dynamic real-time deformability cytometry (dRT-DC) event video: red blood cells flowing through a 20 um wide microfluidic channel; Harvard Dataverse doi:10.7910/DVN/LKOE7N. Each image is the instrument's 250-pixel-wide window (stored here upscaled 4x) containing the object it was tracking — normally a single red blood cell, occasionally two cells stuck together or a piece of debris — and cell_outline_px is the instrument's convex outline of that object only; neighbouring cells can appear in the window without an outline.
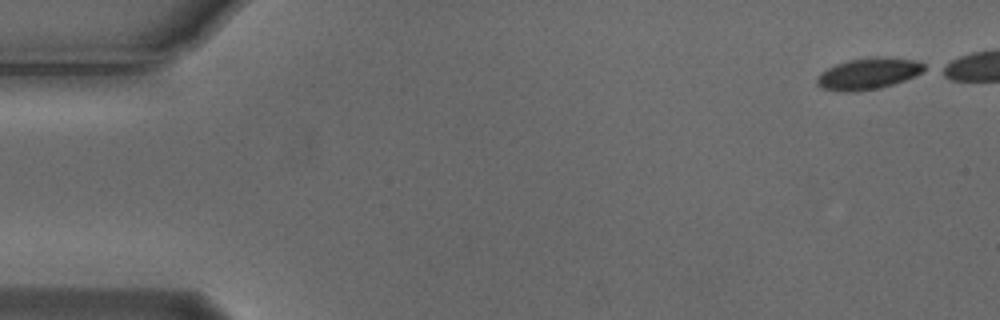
{"species": "Egyptian fruit bat (a non-hibernating species)", "species_latin": "Rousettus aegyptiacus", "temperature_condition": "cold", "stored_images_in_passage": 43, "camera_frame_rate_fps": 3000, "um_per_image_px": 0.085, "animal": {"sex": "male"}, "frame": {"image": 1, "passage_image": 1, "time_ms": 0.0, "image_size_px": [1000, 320], "cell_outline_px": [[928, 68], [904, 80], [880, 88], [852, 92], [848, 92], [824, 88], [816, 84], [816, 80], [820, 72], [836, 64], [848, 60], [868, 56], [880, 56], [916, 60], [924, 64]], "centroid_in_image_um": [73.8, 6.24], "position_along_channel_um": 11.2, "area_um2": 19.59}}
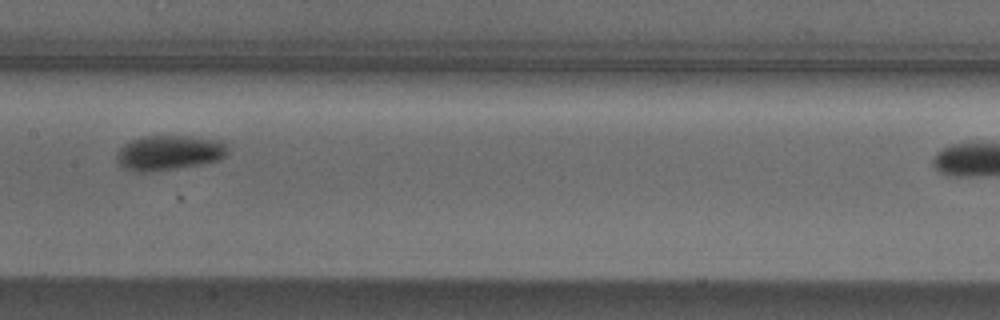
{"frame": {"image": 2, "passage_image": 26, "time_ms": 8.333, "image_size_px": [1000, 320], "cell_outline_px": [[228, 152], [220, 160], [200, 164], [176, 168], [144, 172], [136, 172], [120, 164], [116, 160], [116, 156], [120, 148], [124, 144], [140, 136], [188, 136], [220, 140], [224, 144]], "centroid_in_image_um": [14.36, 12.97], "position_along_channel_um": 193.0, "area_um2": 22.31}}
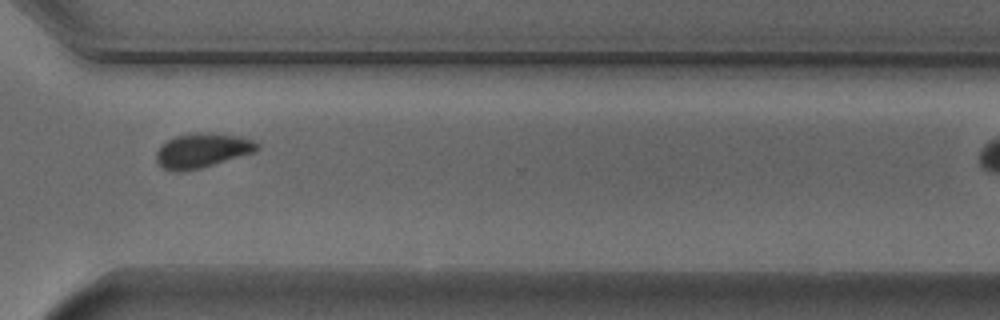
{"frame": {"image": 3, "passage_image": 39, "time_ms": 12.667, "image_size_px": [1000, 320], "cell_outline_px": [[260, 148], [256, 152], [200, 168], [180, 172], [176, 172], [164, 168], [156, 160], [156, 152], [168, 140], [176, 136], [196, 132], [200, 132], [240, 136], [256, 140], [260, 144]], "centroid_in_image_um": [17.25, 12.79], "position_along_channel_um": 353.3, "area_um2": 20.23}}